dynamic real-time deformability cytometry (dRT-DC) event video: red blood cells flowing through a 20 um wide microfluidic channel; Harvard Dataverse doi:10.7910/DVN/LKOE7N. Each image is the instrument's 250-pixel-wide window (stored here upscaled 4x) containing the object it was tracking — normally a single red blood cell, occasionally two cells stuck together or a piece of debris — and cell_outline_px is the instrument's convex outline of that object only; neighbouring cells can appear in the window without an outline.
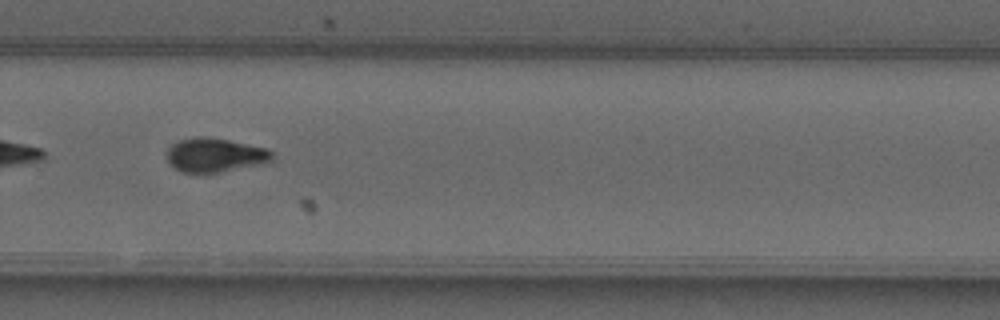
{"species": "common noctule bat (a hibernating species)", "species_latin": "Nyctalus noctula", "temperature_condition": "warm", "stored_images_in_passage": 36, "camera_frame_rate_fps": 3000, "um_per_image_px": 0.085, "animal": {"sex": "male", "forearm_length_mm": 52.5}, "frame": {"image": 1, "passage_image": 21, "time_ms": 6.667, "image_size_px": [1000, 320], "cell_outline_px": [[272, 160], [264, 164], [220, 172], [184, 172], [176, 168], [168, 160], [168, 148], [172, 144], [180, 140], [196, 136], [204, 136], [228, 140], [268, 148], [272, 152]], "centroid_in_image_um": [18.32, 13.17], "position_along_channel_um": 311.5, "area_um2": 20.69}, "authors_computed_cell_mechanics": {"area_um2": 20.5479, "velocity_mm_per_s": 4.1103, "shape_relaxation_time_tau1_ms": 5.1896, "shape_relaxation_time_tau2_ms": 2.966, "deformation_change_tau1": 0.2032, "deformation_change_tau2": 0.0754}}